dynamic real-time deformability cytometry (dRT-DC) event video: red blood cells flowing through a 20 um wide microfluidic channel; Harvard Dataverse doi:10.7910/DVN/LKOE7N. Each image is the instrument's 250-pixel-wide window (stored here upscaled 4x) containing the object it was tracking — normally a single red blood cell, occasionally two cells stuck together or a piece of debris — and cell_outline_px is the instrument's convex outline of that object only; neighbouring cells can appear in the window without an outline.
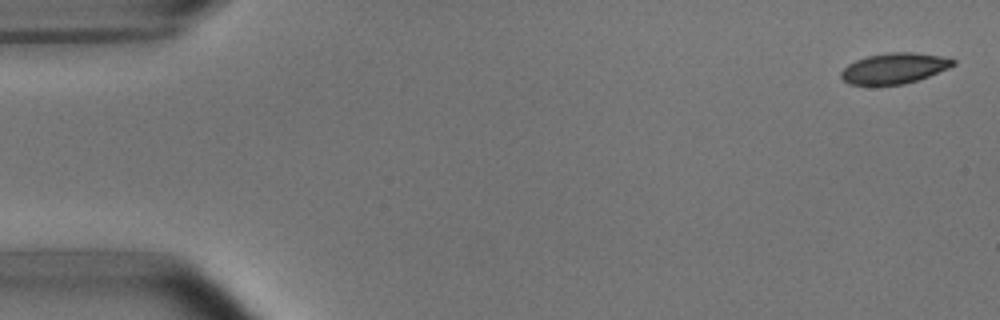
{"species": "common noctule bat (a hibernating species)", "species_latin": "Nyctalus noctula", "temperature_condition": "room temperature", "stored_images_in_passage": 4, "camera_frame_rate_fps": 3000, "um_per_image_px": 0.085, "animal": {"sex": "male", "body_mass_g": 15.6}, "frame": {"image": 1, "passage_image": 1, "time_ms": 0.0, "image_size_px": [1000, 320], "cell_outline_px": [[956, 64], [948, 68], [928, 76], [904, 84], [848, 84], [840, 76], [840, 72], [848, 64], [856, 60], [868, 56], [896, 52], [912, 52], [940, 56], [956, 60]], "centroid_in_image_um": [76.01, 5.8], "position_along_channel_um": 9.0, "area_um2": 19.59}}